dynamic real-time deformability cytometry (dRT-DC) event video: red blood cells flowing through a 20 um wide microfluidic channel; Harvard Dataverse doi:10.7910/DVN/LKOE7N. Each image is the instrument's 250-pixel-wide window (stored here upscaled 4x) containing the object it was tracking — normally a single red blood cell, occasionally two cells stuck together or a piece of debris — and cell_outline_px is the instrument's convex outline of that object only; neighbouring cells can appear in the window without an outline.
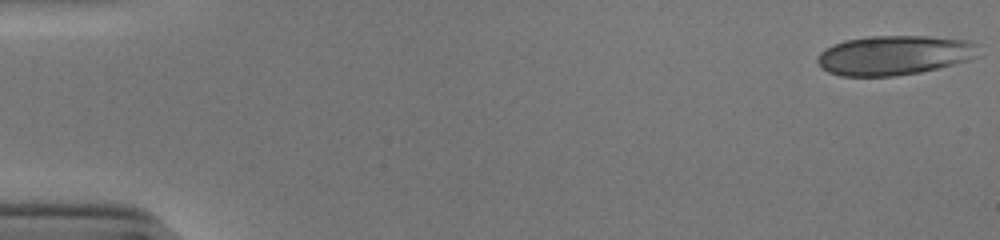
{"species": "human", "species_latin": "Homo sapiens", "temperature_condition": "cold", "stored_images_in_passage": 46, "camera_frame_rate_fps": 3000, "um_per_image_px": 0.085, "donor": {"sex": "male"}, "frame": {"image": 1, "passage_image": 1, "time_ms": 0.0, "image_size_px": [1000, 240], "cell_outline_px": [[980, 56], [968, 60], [920, 72], [896, 76], [840, 76], [828, 72], [816, 60], [820, 52], [832, 44], [844, 40], [868, 36], [928, 36], [968, 40], [980, 44]], "centroid_in_image_um": [76.05, 4.68], "position_along_channel_um": 9.0, "area_um2": 37.4}}
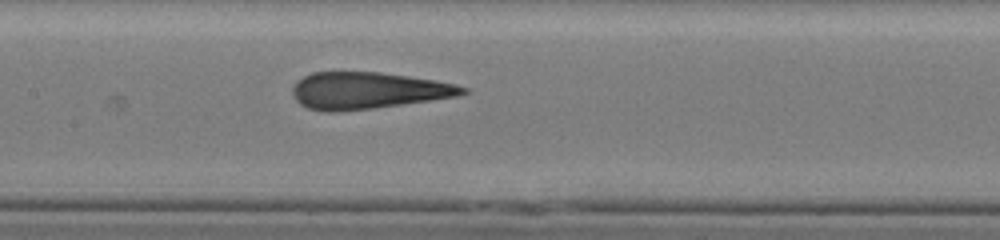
{"frame": {"image": 2, "passage_image": 26, "time_ms": 8.333, "image_size_px": [1000, 240], "cell_outline_px": [[468, 92], [460, 96], [372, 108], [332, 112], [328, 112], [308, 108], [300, 104], [292, 96], [292, 88], [296, 80], [312, 72], [380, 72], [436, 80], [456, 84], [468, 88]], "centroid_in_image_um": [31.26, 7.69], "position_along_channel_um": 176.1, "area_um2": 36.47}}
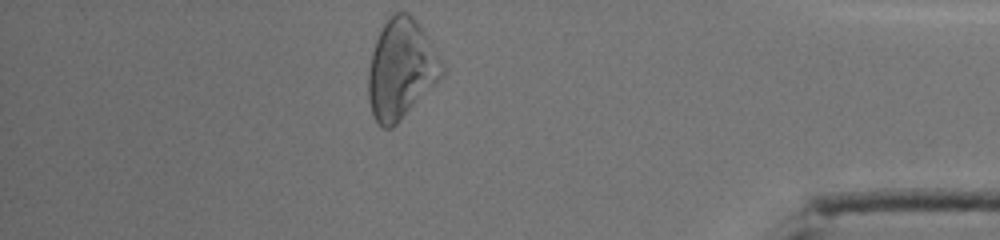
{"frame": {"image": 3, "passage_image": 46, "time_ms": 15.0, "image_size_px": [1000, 240], "cell_outline_px": [[444, 72], [436, 84], [392, 128], [380, 128], [372, 116], [368, 100], [368, 72], [372, 52], [376, 40], [384, 24], [396, 12], [408, 12], [420, 24], [428, 36], [444, 68]], "centroid_in_image_um": [34.07, 5.9], "position_along_channel_um": 401.1, "area_um2": 42.6}, "authors_computed_cell_mechanics": {"area_um2": 37.1654, "velocity_mm_per_s": 3.9231, "shape_relaxation_time_tau1_ms": 3.9499, "shape_relaxation_time_tau2_ms": 1.086, "deformation_change_tau1": 0.1674, "deformation_change_tau2": 0.1085}}